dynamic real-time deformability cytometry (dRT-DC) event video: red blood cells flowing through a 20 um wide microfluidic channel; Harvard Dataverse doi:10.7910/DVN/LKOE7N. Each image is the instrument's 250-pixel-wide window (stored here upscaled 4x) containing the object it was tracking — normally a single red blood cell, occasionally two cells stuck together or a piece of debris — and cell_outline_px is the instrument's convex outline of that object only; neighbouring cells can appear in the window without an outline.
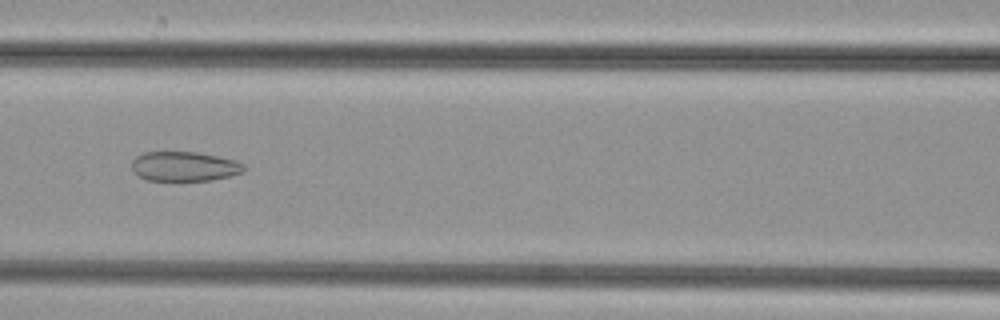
{"species": "common noctule bat (a hibernating species)", "species_latin": "Nyctalus noctula", "temperature_condition": "cold", "stored_images_in_passage": 50, "camera_frame_rate_fps": 3000, "um_per_image_px": 0.085, "animal": {"sex": "female", "body_mass_g": 29.2, "forearm_length_mm": 56.3}, "frame": {"image": 1, "passage_image": 22, "time_ms": 7.0, "image_size_px": [1000, 320], "cell_outline_px": [[244, 172], [212, 180], [144, 180], [136, 176], [132, 172], [132, 160], [136, 156], [144, 152], [196, 152], [236, 160], [244, 164]], "centroid_in_image_um": [15.62, 14.14], "position_along_channel_um": 151.0, "area_um2": 19.42}}
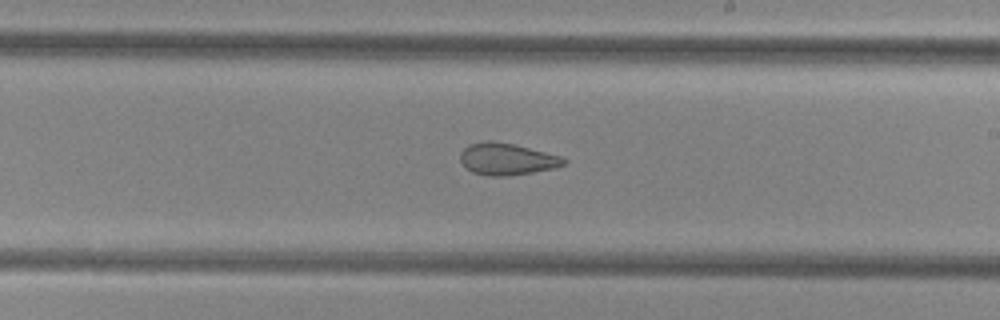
{"frame": {"image": 2, "passage_image": 29, "time_ms": 9.333, "image_size_px": [1000, 320], "cell_outline_px": [[568, 160], [564, 164], [556, 168], [508, 176], [488, 176], [472, 172], [460, 160], [460, 152], [468, 144], [484, 140], [492, 140], [512, 144], [560, 156]], "centroid_in_image_um": [43.06, 13.52], "position_along_channel_um": 245.9, "area_um2": 19.13}}
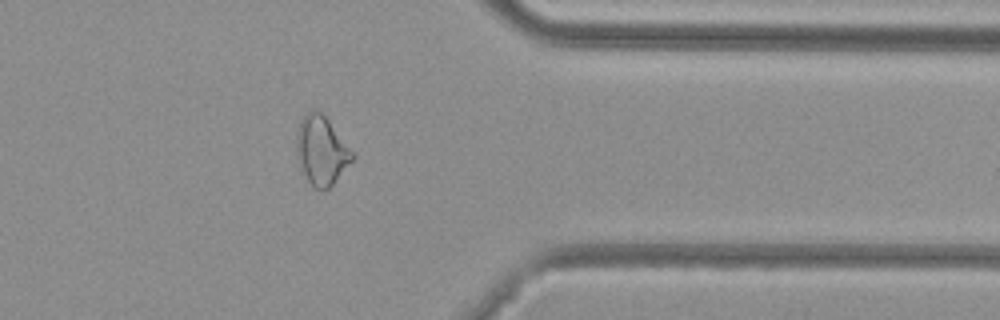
{"frame": {"image": 3, "passage_image": 40, "time_ms": 13.0, "image_size_px": [1000, 320], "cell_outline_px": [[356, 156], [332, 184], [328, 188], [320, 192], [308, 180], [304, 172], [296, 148], [296, 132], [300, 120], [312, 108], [316, 108], [328, 120]], "centroid_in_image_um": [27.32, 12.76], "position_along_channel_um": 384.1, "area_um2": 21.85}}